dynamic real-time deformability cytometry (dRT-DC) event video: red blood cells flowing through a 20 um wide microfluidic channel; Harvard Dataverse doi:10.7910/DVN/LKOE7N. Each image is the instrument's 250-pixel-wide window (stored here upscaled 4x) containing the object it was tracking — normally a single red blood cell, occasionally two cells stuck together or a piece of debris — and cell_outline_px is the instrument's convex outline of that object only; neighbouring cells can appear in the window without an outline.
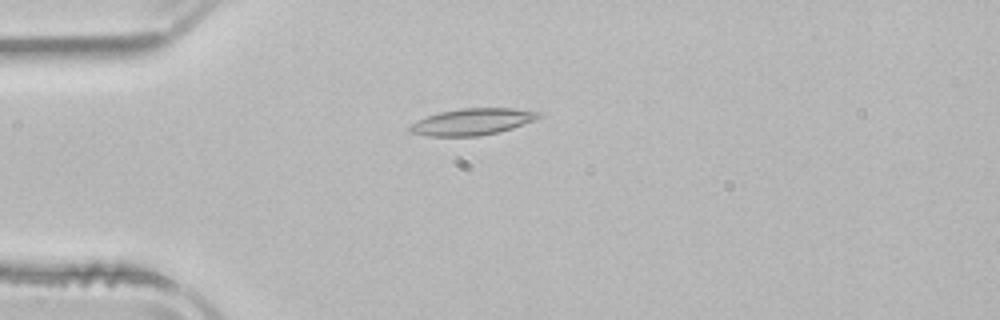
{"species": "common noctule bat (a hibernating species)", "species_latin": "Nyctalus noctula", "temperature_condition": "room temperature", "stored_images_in_passage": 51, "camera_frame_rate_fps": 3000, "um_per_image_px": 0.085, "animal": {"sex": "male", "body_mass_g": 21.5, "forearm_length_mm": 52.0}, "frame": {"image": 1, "passage_image": 13, "time_ms": 4.0, "image_size_px": [1000, 320], "cell_outline_px": [[540, 116], [536, 120], [512, 128], [496, 132], [476, 136], [428, 136], [408, 132], [408, 128], [416, 120], [440, 112], [460, 108], [512, 108], [540, 112]], "centroid_in_image_um": [40.12, 10.34], "position_along_channel_um": 44.9, "area_um2": 19.83}}
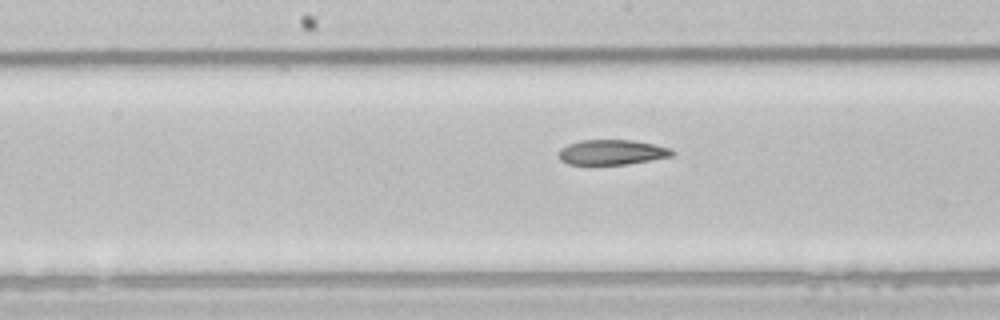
{"frame": {"image": 2, "passage_image": 26, "time_ms": 8.333, "image_size_px": [1000, 320], "cell_outline_px": [[676, 152], [672, 156], [628, 164], [568, 164], [560, 160], [560, 148], [568, 144], [580, 140], [632, 140], [672, 148]], "centroid_in_image_um": [52.03, 12.93], "position_along_channel_um": 196.2, "area_um2": 16.47}}
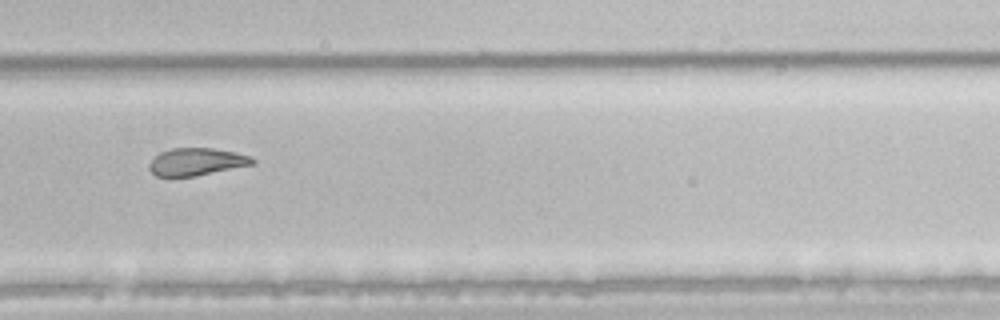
{"frame": {"image": 3, "passage_image": 35, "time_ms": 11.333, "image_size_px": [1000, 320], "cell_outline_px": [[256, 164], [196, 176], [156, 176], [148, 168], [148, 164], [160, 152], [172, 148], [212, 148], [236, 152], [252, 156], [256, 160]], "centroid_in_image_um": [16.76, 13.75], "position_along_channel_um": 313.0, "area_um2": 16.65}, "authors_computed_cell_mechanics": {"area_um2": 18.7272, "velocity_mm_per_s": 3.9263, "shape_relaxation_time_tau1_ms": null, "shape_relaxation_time_tau2_ms": 7.8518, "deformation_change_tau1": null, "deformation_change_tau2": 0.1684}}